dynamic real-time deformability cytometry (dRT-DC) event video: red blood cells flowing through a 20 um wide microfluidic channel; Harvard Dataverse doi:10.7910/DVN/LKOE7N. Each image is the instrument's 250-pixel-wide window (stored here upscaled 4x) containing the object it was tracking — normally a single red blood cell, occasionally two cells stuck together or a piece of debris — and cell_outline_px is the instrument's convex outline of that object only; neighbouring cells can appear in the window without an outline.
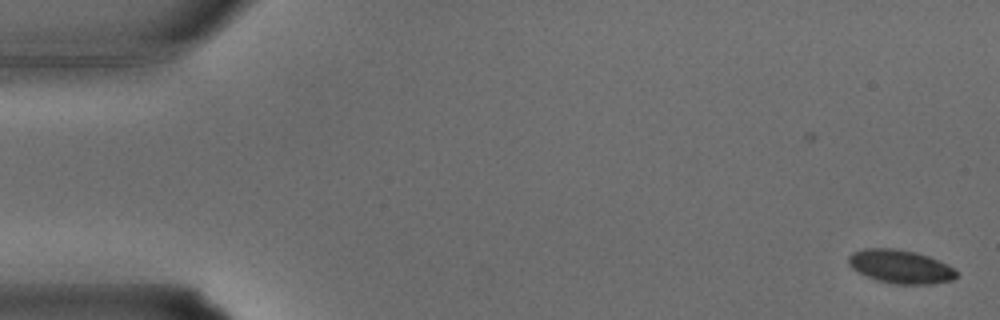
{"species": "common noctule bat (a hibernating species)", "species_latin": "Nyctalus noctula", "temperature_condition": "warm", "stored_images_in_passage": 3, "camera_frame_rate_fps": 3000, "um_per_image_px": 0.085, "animal": {"sex": "male", "body_mass_g": 15.6}, "frame": {"image": 1, "passage_image": 3, "time_ms": 0.667, "image_size_px": [1000, 320], "cell_outline_px": [[956, 276], [952, 280], [932, 284], [892, 284], [876, 280], [856, 272], [848, 264], [848, 256], [852, 252], [864, 248], [892, 248], [916, 252], [928, 256], [948, 264], [956, 272]], "centroid_in_image_um": [76.49, 22.66], "position_along_channel_um": 8.5, "area_um2": 21.21}}